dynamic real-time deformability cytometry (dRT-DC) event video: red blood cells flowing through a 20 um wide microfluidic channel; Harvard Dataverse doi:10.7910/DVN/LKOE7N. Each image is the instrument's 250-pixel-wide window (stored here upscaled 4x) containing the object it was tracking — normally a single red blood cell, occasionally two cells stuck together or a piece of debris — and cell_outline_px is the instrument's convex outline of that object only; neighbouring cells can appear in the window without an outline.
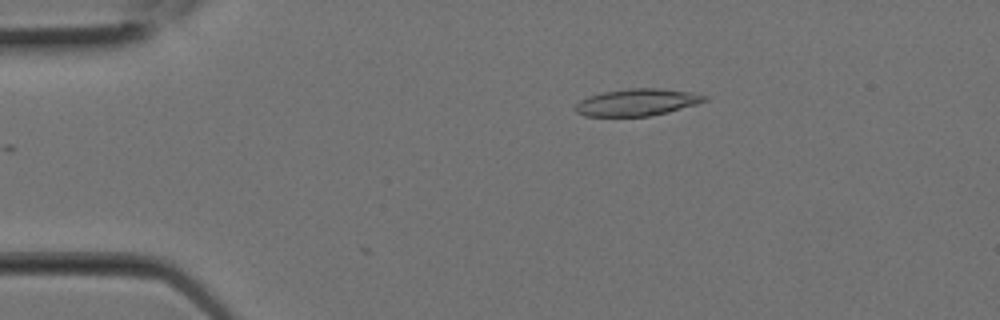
{"species": "Egyptian fruit bat (a non-hibernating species)", "species_latin": "Rousettus aegyptiacus", "temperature_condition": "room temperature", "stored_images_in_passage": 3, "camera_frame_rate_fps": 3000, "um_per_image_px": 0.085, "animal": {"sex": "female"}, "frame": {"image": 1, "passage_image": 1, "time_ms": 0.0, "image_size_px": [1000, 320], "cell_outline_px": [[708, 100], [696, 104], [668, 112], [648, 116], [584, 116], [576, 112], [576, 104], [580, 100], [588, 96], [604, 92], [628, 88], [660, 88], [692, 92], [708, 96]], "centroid_in_image_um": [54.17, 8.69], "position_along_channel_um": 30.8, "area_um2": 20.29}}